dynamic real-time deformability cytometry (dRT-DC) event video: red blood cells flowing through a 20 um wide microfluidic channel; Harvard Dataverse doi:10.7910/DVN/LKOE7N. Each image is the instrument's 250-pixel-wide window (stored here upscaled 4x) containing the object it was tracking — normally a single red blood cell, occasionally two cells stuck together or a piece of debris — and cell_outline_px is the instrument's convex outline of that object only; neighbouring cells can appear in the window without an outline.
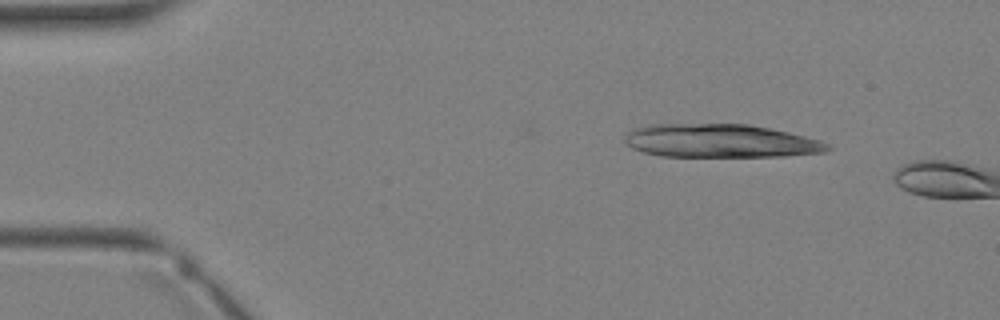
{"species": "Egyptian fruit bat (a non-hibernating species)", "species_latin": "Rousettus aegyptiacus", "temperature_condition": "warm", "stored_images_in_passage": 4, "camera_frame_rate_fps": 3000, "um_per_image_px": 0.085, "animal": {"sex": "female"}, "frame": {"image": 1, "passage_image": 4, "time_ms": 4.667, "image_size_px": [1000, 320], "cell_outline_px": [[832, 148], [828, 152], [784, 156], [660, 156], [644, 152], [632, 148], [624, 140], [624, 136], [628, 132], [636, 128], [648, 124], [748, 124], [788, 132], [820, 140], [828, 144]], "centroid_in_image_um": [61.25, 11.97], "position_along_channel_um": 23.8, "area_um2": 39.42}}